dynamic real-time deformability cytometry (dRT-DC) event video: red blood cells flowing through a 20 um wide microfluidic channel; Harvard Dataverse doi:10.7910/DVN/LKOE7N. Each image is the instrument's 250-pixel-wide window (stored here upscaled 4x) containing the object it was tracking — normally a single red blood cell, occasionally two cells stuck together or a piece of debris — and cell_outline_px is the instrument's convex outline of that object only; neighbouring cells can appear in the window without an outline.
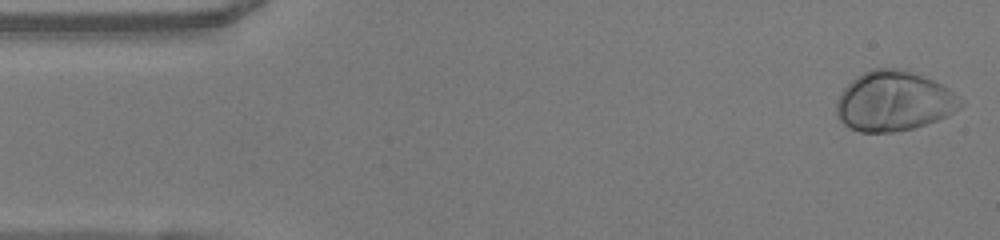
{"species": "human", "species_latin": "Homo sapiens", "temperature_condition": "warm", "stored_images_in_passage": 48, "camera_frame_rate_fps": 3000, "um_per_image_px": 0.085, "donor": {"sex": "female"}, "frame": {"image": 1, "passage_image": 1, "time_ms": 0.0, "image_size_px": [1000, 240], "cell_outline_px": [[964, 104], [960, 108], [936, 120], [912, 128], [892, 132], [860, 132], [844, 124], [840, 120], [836, 112], [836, 100], [844, 88], [856, 76], [872, 68], [904, 68], [932, 80], [948, 88]], "centroid_in_image_um": [75.94, 8.58], "position_along_channel_um": 9.1, "area_um2": 42.95}}
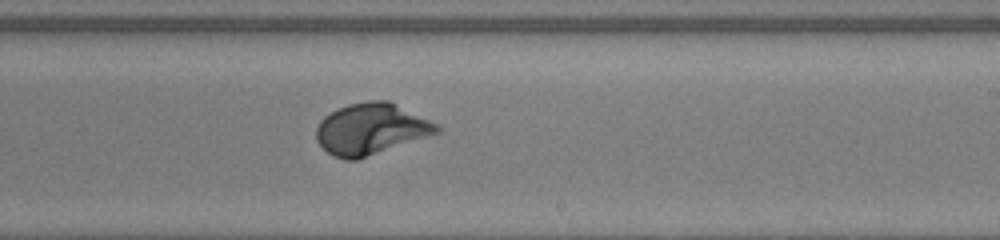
{"frame": {"image": 2, "passage_image": 28, "time_ms": 9.0, "image_size_px": [1000, 240], "cell_outline_px": [[440, 132], [356, 160], [344, 160], [332, 156], [316, 140], [316, 128], [320, 120], [324, 116], [336, 108], [348, 104], [368, 100], [388, 100], [436, 124], [440, 128]], "centroid_in_image_um": [31.47, 10.96], "position_along_channel_um": 257.5, "area_um2": 35.72}}
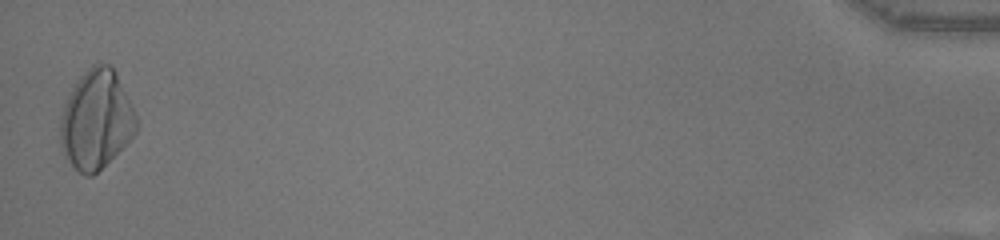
{"frame": {"image": 3, "passage_image": 48, "time_ms": 15.667, "image_size_px": [1000, 240], "cell_outline_px": [[136, 132], [92, 176], [84, 176], [64, 156], [60, 144], [60, 116], [68, 92], [76, 80], [92, 64], [112, 64], [116, 72], [136, 116]], "centroid_in_image_um": [8.13, 10.13], "position_along_channel_um": 427.1, "area_um2": 43.35}, "authors_computed_cell_mechanics": {"area_um2": 35.7782, "velocity_mm_per_s": 4.0777, "shape_relaxation_time_tau1_ms": 3.0635, "shape_relaxation_time_tau2_ms": null, "deformation_change_tau1": 0.1882, "deformation_change_tau2": null}}